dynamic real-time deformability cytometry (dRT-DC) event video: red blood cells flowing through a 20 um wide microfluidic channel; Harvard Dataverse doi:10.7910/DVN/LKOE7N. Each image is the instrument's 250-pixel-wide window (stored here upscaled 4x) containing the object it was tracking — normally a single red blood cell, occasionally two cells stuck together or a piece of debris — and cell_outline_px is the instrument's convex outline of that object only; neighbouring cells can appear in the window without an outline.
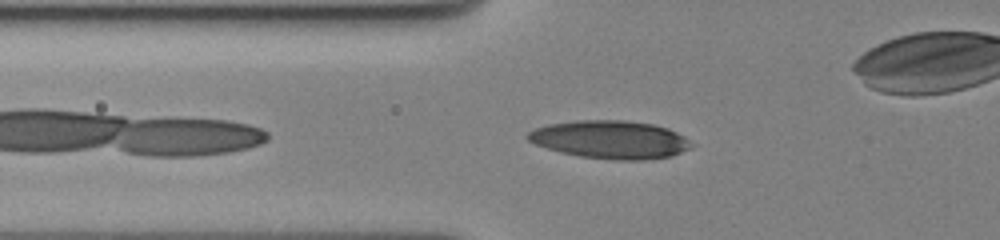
{"species": "human", "species_latin": "Homo sapiens", "temperature_condition": "cold", "stored_images_in_passage": 37, "camera_frame_rate_fps": 3000, "um_per_image_px": 0.085, "donor": {"sex": "female"}, "frame": {"image": 1, "passage_image": 4, "time_ms": 1.0, "image_size_px": [1000, 240], "cell_outline_px": [[696, 144], [672, 156], [644, 160], [616, 160], [580, 156], [560, 152], [536, 144], [528, 140], [524, 136], [528, 132], [536, 128], [548, 124], [576, 120], [624, 120], [652, 124], [668, 128], [684, 136]], "centroid_in_image_um": [51.88, 11.86], "position_along_channel_um": 73.9, "area_um2": 36.3}}
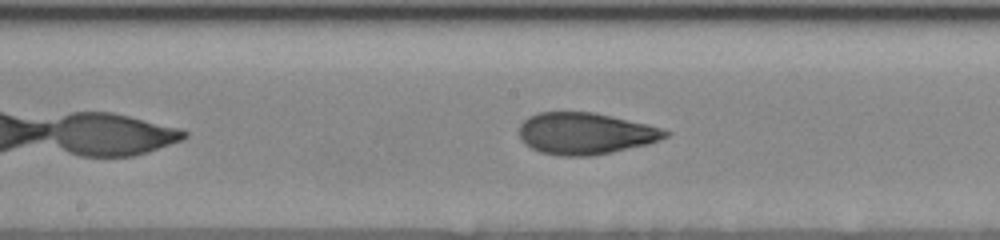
{"frame": {"image": 2, "passage_image": 15, "time_ms": 4.667, "image_size_px": [1000, 240], "cell_outline_px": [[672, 132], [668, 136], [648, 144], [612, 152], [588, 156], [560, 156], [540, 152], [524, 144], [520, 140], [520, 124], [528, 116], [540, 112], [592, 112], [648, 124]], "centroid_in_image_um": [49.74, 11.35], "position_along_channel_um": 198.5, "area_um2": 35.49}}
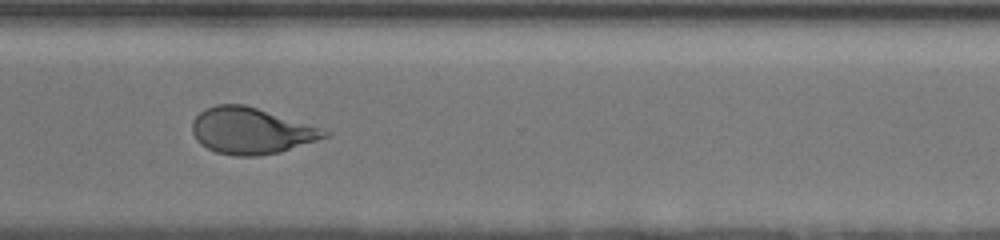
{"frame": {"image": 3, "passage_image": 28, "time_ms": 9.0, "image_size_px": [1000, 240], "cell_outline_px": [[332, 132], [328, 136], [280, 152], [256, 156], [236, 156], [216, 152], [200, 144], [196, 140], [192, 132], [192, 120], [204, 108], [216, 104], [244, 104]], "centroid_in_image_um": [21.28, 11.12], "position_along_channel_um": 349.3, "area_um2": 35.32}}